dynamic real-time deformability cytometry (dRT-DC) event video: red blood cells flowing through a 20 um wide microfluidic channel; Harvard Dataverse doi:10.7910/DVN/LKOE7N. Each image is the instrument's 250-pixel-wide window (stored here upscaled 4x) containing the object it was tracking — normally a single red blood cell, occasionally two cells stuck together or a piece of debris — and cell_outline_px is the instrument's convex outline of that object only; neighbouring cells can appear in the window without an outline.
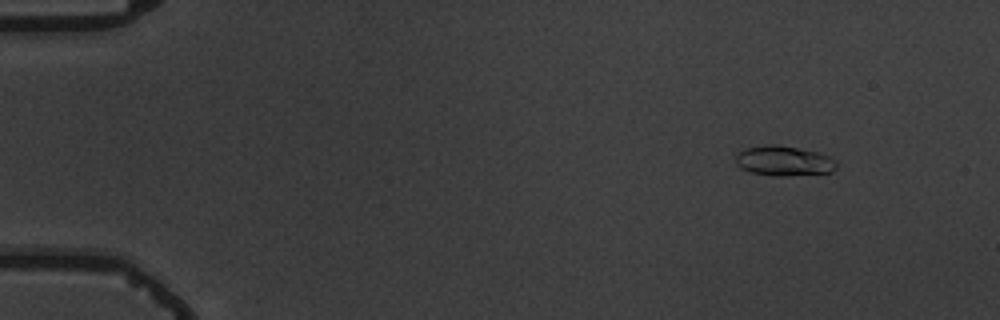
{"species": "common noctule bat (a hibernating species)", "species_latin": "Nyctalus noctula", "temperature_condition": "warm", "stored_images_in_passage": 6, "camera_frame_rate_fps": 3000, "um_per_image_px": 0.085, "animal": {"sex": "male", "body_mass_g": 19.5, "forearm_length_mm": 54.6}, "frame": {"image": 1, "passage_image": 2, "time_ms": 1.0, "image_size_px": [1000, 320], "cell_outline_px": [[840, 164], [832, 172], [788, 176], [772, 176], [752, 172], [740, 168], [736, 164], [736, 156], [740, 152], [748, 148], [768, 144], [772, 144], [796, 148], [816, 152], [832, 156]], "centroid_in_image_um": [66.69, 13.69], "position_along_channel_um": 18.3, "area_um2": 17.63}}